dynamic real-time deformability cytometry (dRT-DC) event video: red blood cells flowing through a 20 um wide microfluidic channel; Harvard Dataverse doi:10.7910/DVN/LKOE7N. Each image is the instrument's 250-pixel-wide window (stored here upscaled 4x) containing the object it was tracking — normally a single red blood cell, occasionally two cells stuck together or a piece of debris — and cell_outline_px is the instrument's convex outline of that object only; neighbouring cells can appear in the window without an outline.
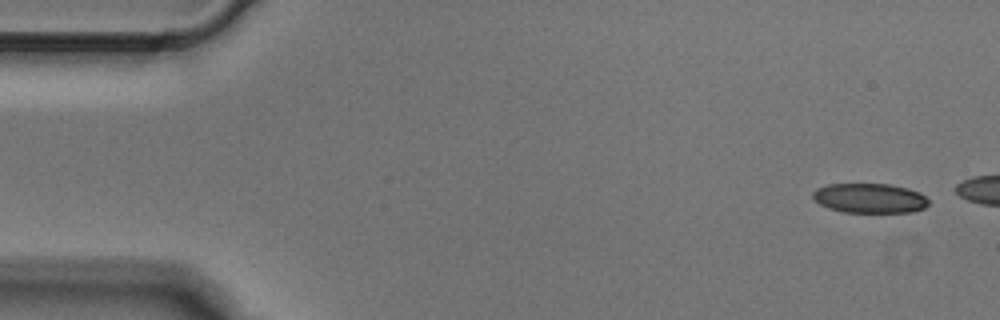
{"species": "Egyptian fruit bat (a non-hibernating species)", "species_latin": "Rousettus aegyptiacus", "temperature_condition": "cold", "stored_images_in_passage": 3, "camera_frame_rate_fps": 3000, "um_per_image_px": 0.085, "animal": {"sex": "male"}, "frame": {"image": 1, "passage_image": 1, "time_ms": 0.0, "image_size_px": [1000, 320], "cell_outline_px": [[928, 204], [924, 208], [912, 212], [844, 212], [828, 208], [820, 204], [812, 196], [812, 192], [816, 188], [828, 184], [888, 184], [908, 188], [920, 192], [928, 200]], "centroid_in_image_um": [73.92, 16.84], "position_along_channel_um": 11.1, "area_um2": 20.0}}